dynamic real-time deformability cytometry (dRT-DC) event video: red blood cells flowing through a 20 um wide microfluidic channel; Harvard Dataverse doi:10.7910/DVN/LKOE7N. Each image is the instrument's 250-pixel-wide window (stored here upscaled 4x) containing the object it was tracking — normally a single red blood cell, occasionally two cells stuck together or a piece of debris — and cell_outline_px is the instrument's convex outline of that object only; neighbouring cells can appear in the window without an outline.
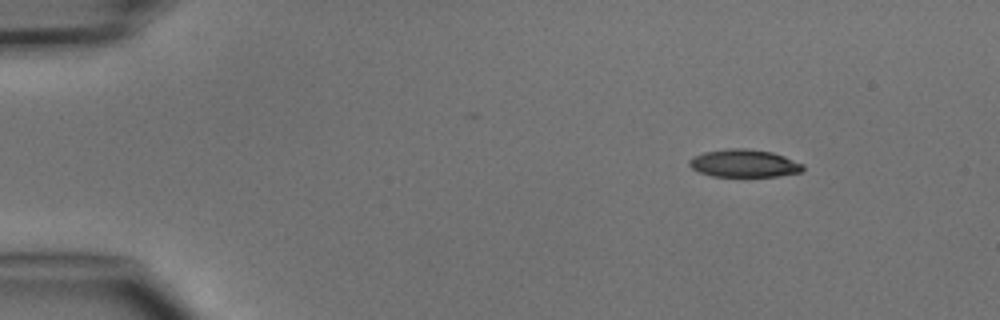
{"species": "common noctule bat (a hibernating species)", "species_latin": "Nyctalus noctula", "temperature_condition": "cold", "stored_images_in_passage": 4, "camera_frame_rate_fps": 3000, "um_per_image_px": 0.085, "animal": {"sex": "male", "body_mass_g": 15.6}, "frame": {"image": 1, "passage_image": 1, "time_ms": 0.0, "image_size_px": [1000, 320], "cell_outline_px": [[804, 172], [776, 176], [712, 176], [700, 172], [692, 168], [688, 164], [688, 160], [692, 156], [704, 152], [728, 148], [744, 148], [772, 152], [784, 156], [804, 164]], "centroid_in_image_um": [63.25, 13.88], "position_along_channel_um": 21.7, "area_um2": 18.44}}
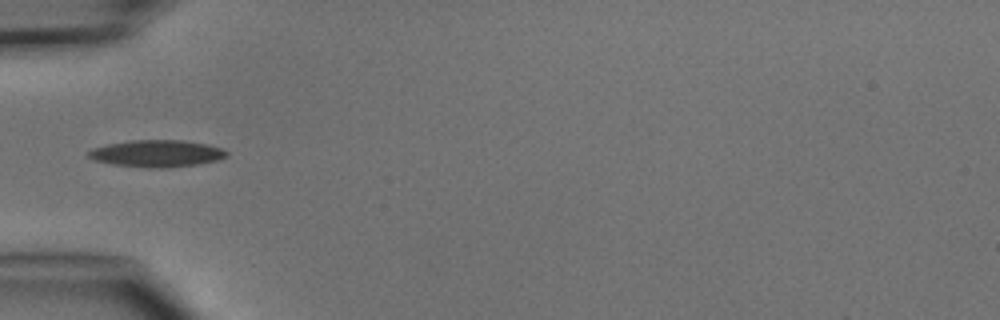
{"frame": {"image": 2, "passage_image": 3, "time_ms": 3.333, "image_size_px": [1000, 320], "cell_outline_px": [[228, 156], [216, 160], [196, 164], [168, 168], [148, 168], [112, 164], [96, 160], [88, 156], [84, 152], [92, 148], [108, 144], [132, 140], [184, 140], [208, 144], [220, 148], [228, 152]], "centroid_in_image_um": [13.31, 13.04], "position_along_channel_um": 71.7, "area_um2": 21.73}}